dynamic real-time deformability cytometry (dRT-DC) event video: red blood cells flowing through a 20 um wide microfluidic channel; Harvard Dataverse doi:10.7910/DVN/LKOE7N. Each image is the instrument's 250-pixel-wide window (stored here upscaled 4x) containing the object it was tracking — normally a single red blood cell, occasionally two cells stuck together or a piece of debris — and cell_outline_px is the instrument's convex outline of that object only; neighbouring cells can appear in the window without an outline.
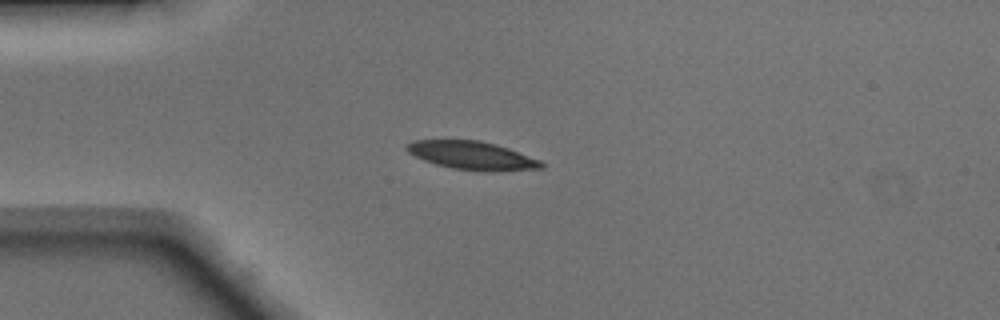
{"species": "Egyptian fruit bat (a non-hibernating species)", "species_latin": "Rousettus aegyptiacus", "temperature_condition": "warm", "stored_images_in_passage": 37, "camera_frame_rate_fps": 3000, "um_per_image_px": 0.085, "animal": {"sex": "male"}, "frame": {"image": 1, "passage_image": 1, "time_ms": 0.0, "image_size_px": [1000, 320], "cell_outline_px": [[544, 168], [452, 168], [436, 164], [424, 160], [408, 152], [404, 148], [412, 140], [480, 140], [496, 144], [508, 148], [540, 160], [544, 164]], "centroid_in_image_um": [40.01, 13.14], "position_along_channel_um": 45.0, "area_um2": 20.81}}
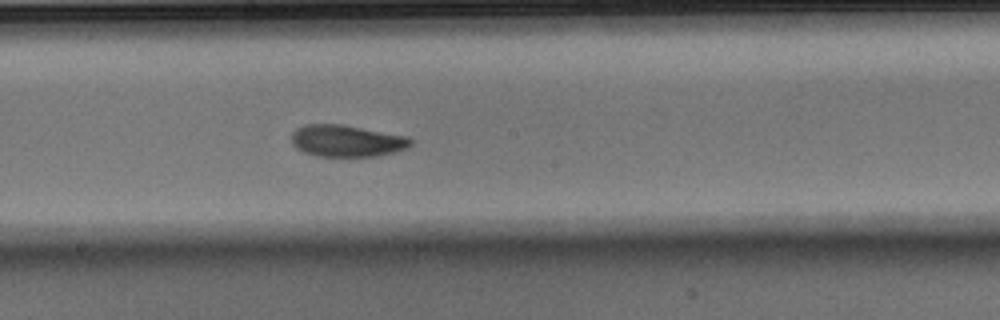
{"frame": {"image": 2, "passage_image": 15, "time_ms": 4.667, "image_size_px": [1000, 320], "cell_outline_px": [[412, 144], [408, 148], [376, 156], [316, 156], [304, 152], [296, 148], [292, 144], [292, 132], [296, 128], [304, 124], [344, 124], [408, 136], [412, 140]], "centroid_in_image_um": [29.46, 11.96], "position_along_channel_um": 218.7, "area_um2": 22.25}}
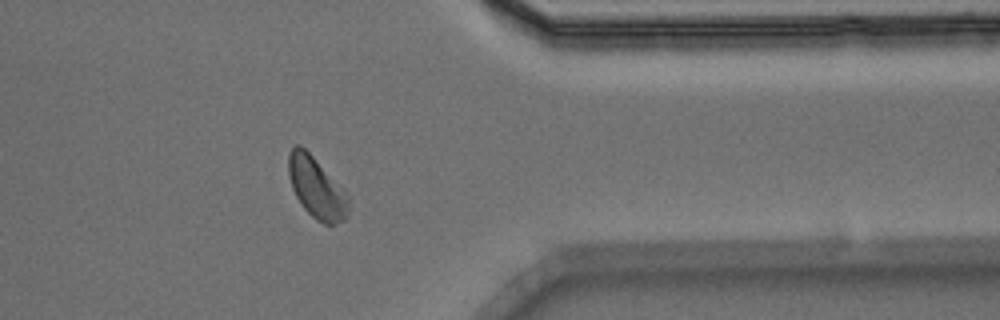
{"frame": {"image": 3, "passage_image": 28, "time_ms": 9.0, "image_size_px": [1000, 320], "cell_outline_px": [[348, 212], [344, 220], [332, 224], [324, 224], [316, 220], [304, 208], [296, 196], [292, 188], [288, 172], [288, 152], [296, 144], [300, 144], [344, 188], [348, 200]], "centroid_in_image_um": [26.89, 15.95], "position_along_channel_um": 384.5, "area_um2": 21.15}, "authors_computed_cell_mechanics": {"area_um2": 21.6172, "velocity_mm_per_s": 4.1108, "shape_relaxation_time_tau1_ms": 2.5101, "shape_relaxation_time_tau2_ms": 3.5461, "deformation_change_tau1": 0.1188, "deformation_change_tau2": 0.0846}}